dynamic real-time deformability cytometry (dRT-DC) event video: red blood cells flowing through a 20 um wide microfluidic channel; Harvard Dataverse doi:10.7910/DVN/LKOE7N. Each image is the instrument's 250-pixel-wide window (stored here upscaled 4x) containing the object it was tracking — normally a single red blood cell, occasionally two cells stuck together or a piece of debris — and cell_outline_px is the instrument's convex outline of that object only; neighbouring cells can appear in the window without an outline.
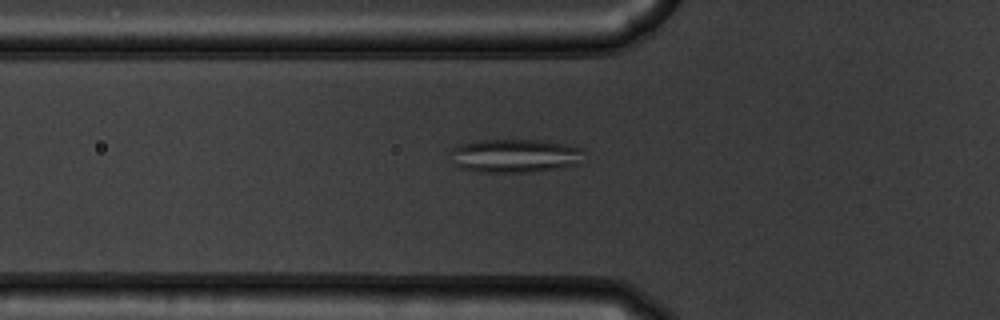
{"species": "common noctule bat (a hibernating species)", "species_latin": "Nyctalus noctula", "temperature_condition": "warm", "stored_images_in_passage": 43, "camera_frame_rate_fps": 3000, "um_per_image_px": 0.085, "animal": {"sex": "male", "body_mass_g": 19.5, "forearm_length_mm": 54.6}, "frame": {"image": 1, "passage_image": 8, "time_ms": 2.333, "image_size_px": [1000, 320], "cell_outline_px": [[584, 148], [580, 164], [560, 168], [528, 172], [476, 172], [460, 168], [452, 164], [452, 148], [460, 144], [480, 140], [544, 140]], "centroid_in_image_um": [43.77, 13.24], "position_along_channel_um": 82.0, "area_um2": 26.36}}
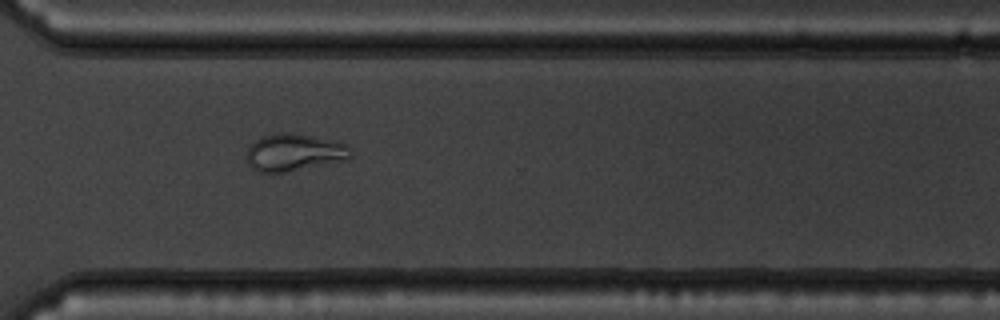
{"frame": {"image": 2, "passage_image": 29, "time_ms": 9.333, "image_size_px": [1000, 320], "cell_outline_px": [[352, 156], [348, 160], [284, 172], [260, 172], [252, 168], [248, 164], [248, 148], [256, 140], [264, 136], [276, 132], [292, 132], [348, 144], [352, 148]], "centroid_in_image_um": [25.05, 12.95], "position_along_channel_um": 345.5, "area_um2": 22.54}}
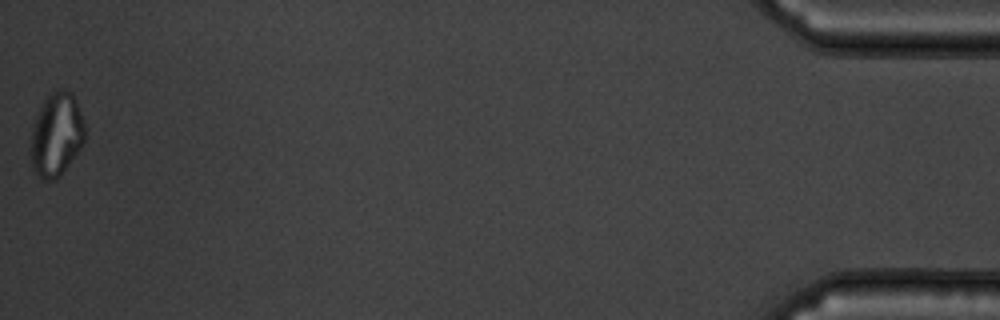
{"frame": {"image": 3, "passage_image": 43, "time_ms": 14.0, "image_size_px": [1000, 320], "cell_outline_px": [[84, 140], [80, 148], [60, 176], [52, 180], [44, 180], [32, 168], [32, 128], [36, 116], [44, 100], [52, 92], [72, 92], [84, 120]], "centroid_in_image_um": [4.81, 11.46], "position_along_channel_um": 430.4, "area_um2": 25.55}, "authors_computed_cell_mechanics": {"area_um2": 23.6402, "velocity_mm_per_s": 3.7627, "shape_relaxation_time_tau1_ms": null, "shape_relaxation_time_tau2_ms": 0.9613, "deformation_change_tau1": null, "deformation_change_tau2": 0.0735}}